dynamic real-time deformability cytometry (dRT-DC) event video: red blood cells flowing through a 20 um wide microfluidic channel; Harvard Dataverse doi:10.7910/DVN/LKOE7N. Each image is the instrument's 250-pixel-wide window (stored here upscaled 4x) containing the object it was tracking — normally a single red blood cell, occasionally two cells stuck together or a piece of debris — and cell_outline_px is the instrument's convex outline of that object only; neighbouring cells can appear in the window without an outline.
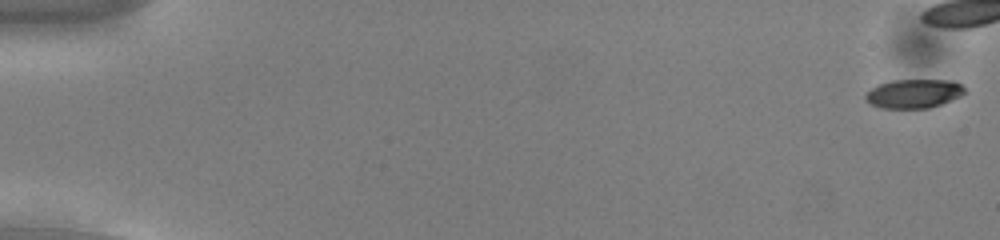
{"species": "common noctule bat (a hibernating species)", "species_latin": "Nyctalus noctula", "temperature_condition": "cold", "stored_images_in_passage": 44, "camera_frame_rate_fps": 3000, "um_per_image_px": 0.085, "animal": {"sex": "male", "body_mass_g": 13.0, "forearm_length_mm": 53.1}, "frame": {"image": 1, "passage_image": 1, "time_ms": 0.0, "image_size_px": [1000, 240], "cell_outline_px": [[968, 92], [952, 100], [928, 108], [880, 108], [872, 104], [864, 96], [872, 88], [880, 84], [892, 80], [956, 80]], "centroid_in_image_um": [77.73, 7.95], "position_along_channel_um": 7.3, "area_um2": 16.65}}
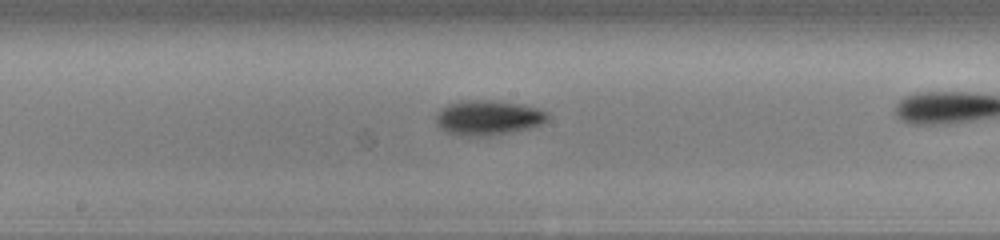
{"frame": {"image": 2, "passage_image": 30, "time_ms": 9.667, "image_size_px": [1000, 240], "cell_outline_px": [[548, 120], [540, 124], [528, 128], [512, 132], [484, 136], [468, 136], [444, 132], [436, 124], [436, 112], [440, 108], [448, 104], [460, 100], [500, 100], [524, 104], [548, 112]], "centroid_in_image_um": [41.46, 9.98], "position_along_channel_um": 206.7, "area_um2": 23.0}}
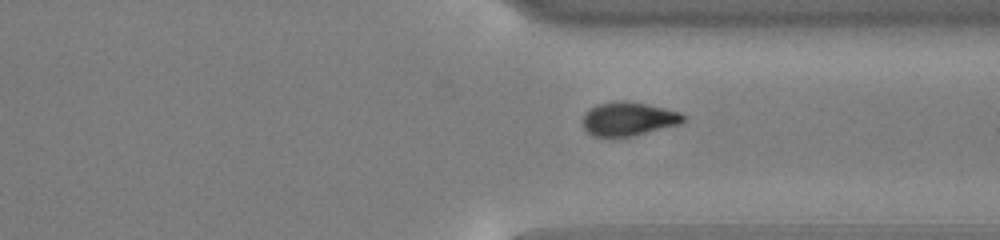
{"frame": {"image": 3, "passage_image": 42, "time_ms": 13.667, "image_size_px": [1000, 240], "cell_outline_px": [[684, 120], [680, 124], [632, 136], [592, 136], [584, 128], [584, 116], [592, 108], [600, 104], [620, 100], [624, 100], [648, 104], [680, 112], [684, 116]], "centroid_in_image_um": [53.45, 10.1], "position_along_channel_um": 357.9, "area_um2": 19.36}}